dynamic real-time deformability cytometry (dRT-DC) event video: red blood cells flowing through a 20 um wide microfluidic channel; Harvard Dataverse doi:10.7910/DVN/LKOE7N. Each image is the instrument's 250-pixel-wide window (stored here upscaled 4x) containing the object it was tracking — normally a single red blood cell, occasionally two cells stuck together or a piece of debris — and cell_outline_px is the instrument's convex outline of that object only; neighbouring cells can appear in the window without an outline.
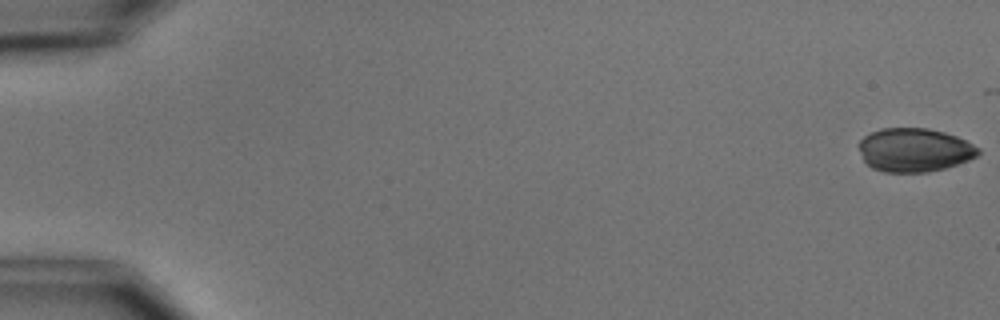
{"species": "common noctule bat (a hibernating species)", "species_latin": "Nyctalus noctula", "temperature_condition": "cold", "stored_images_in_passage": 6, "camera_frame_rate_fps": 3000, "um_per_image_px": 0.085, "animal": {"sex": "male", "body_mass_g": 15.6}, "frame": {"image": 1, "passage_image": 1, "time_ms": 0.0, "image_size_px": [1000, 320], "cell_outline_px": [[980, 152], [976, 156], [968, 160], [944, 168], [928, 172], [884, 172], [872, 168], [864, 160], [860, 148], [860, 140], [864, 136], [880, 128], [928, 128], [944, 132], [956, 136], [980, 148]], "centroid_in_image_um": [77.73, 12.74], "position_along_channel_um": 7.3, "area_um2": 30.11}}
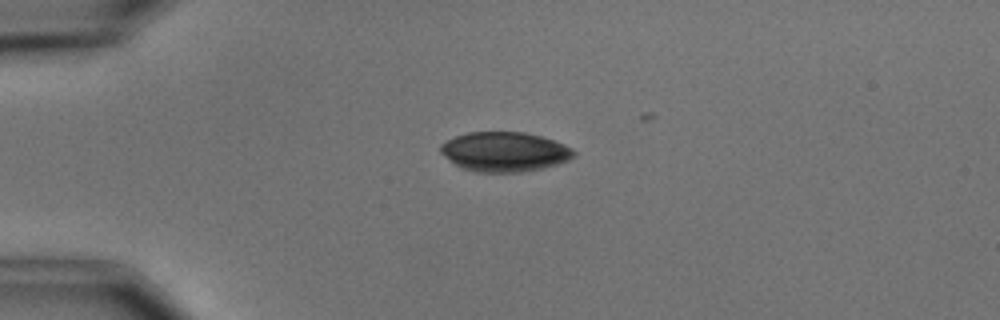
{"frame": {"image": 2, "passage_image": 5, "time_ms": 4.333, "image_size_px": [1000, 320], "cell_outline_px": [[576, 156], [568, 160], [544, 168], [520, 172], [476, 172], [464, 168], [456, 164], [444, 156], [440, 152], [440, 144], [456, 136], [468, 132], [524, 132], [540, 136], [564, 144], [572, 148], [576, 152]], "centroid_in_image_um": [42.9, 12.9], "position_along_channel_um": 42.1, "area_um2": 30.63}}